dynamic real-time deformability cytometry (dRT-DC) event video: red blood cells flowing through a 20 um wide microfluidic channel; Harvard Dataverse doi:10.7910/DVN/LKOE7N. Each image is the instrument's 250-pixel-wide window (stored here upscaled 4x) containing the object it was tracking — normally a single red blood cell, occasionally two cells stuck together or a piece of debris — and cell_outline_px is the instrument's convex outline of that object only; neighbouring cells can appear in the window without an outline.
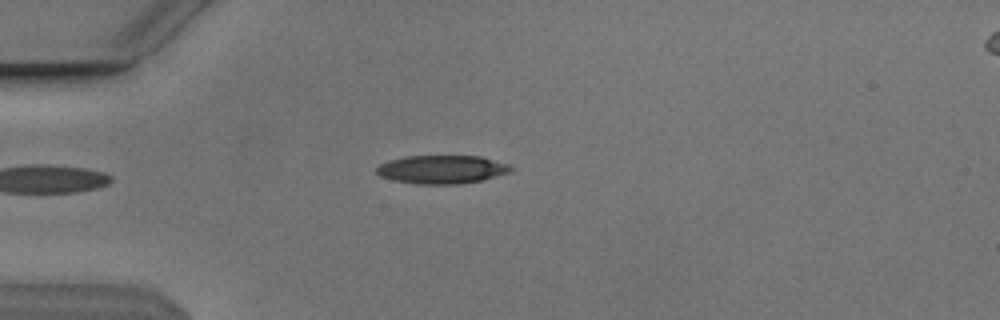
{"species": "Egyptian fruit bat (a non-hibernating species)", "species_latin": "Rousettus aegyptiacus", "temperature_condition": "cold", "stored_images_in_passage": 30, "camera_frame_rate_fps": 3000, "um_per_image_px": 0.085, "animal": {"sex": "male"}, "frame": {"image": 1, "passage_image": 1, "time_ms": 0.0, "image_size_px": [1000, 320], "cell_outline_px": [[512, 168], [508, 172], [480, 180], [460, 184], [416, 184], [396, 180], [380, 176], [376, 172], [376, 168], [380, 164], [388, 160], [408, 156], [480, 156], [508, 164]], "centroid_in_image_um": [37.51, 14.4], "position_along_channel_um": 47.5, "area_um2": 21.91}}
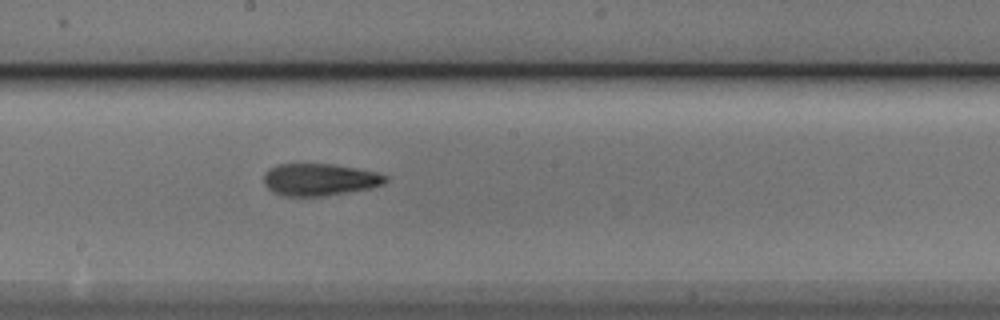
{"frame": {"image": 2, "passage_image": 16, "time_ms": 5.0, "image_size_px": [1000, 320], "cell_outline_px": [[388, 180], [380, 184], [368, 188], [324, 196], [280, 196], [272, 192], [264, 184], [264, 172], [268, 168], [280, 164], [332, 164], [356, 168], [376, 172], [388, 176]], "centroid_in_image_um": [27.1, 15.26], "position_along_channel_um": 221.1, "area_um2": 22.72}}
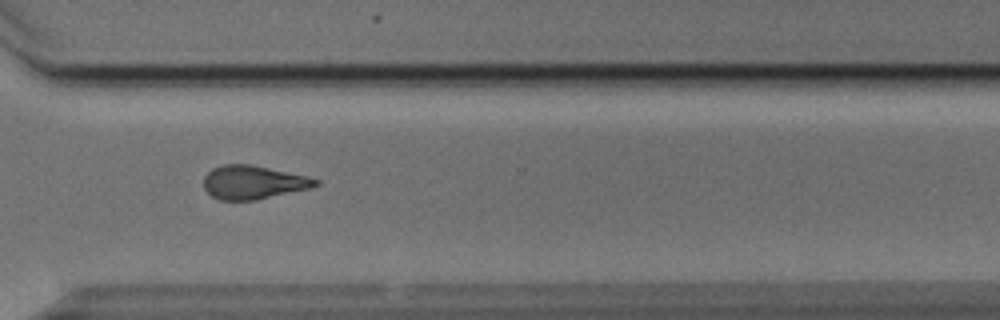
{"frame": {"image": 3, "passage_image": 26, "time_ms": 8.333, "image_size_px": [1000, 320], "cell_outline_px": [[320, 184], [312, 188], [256, 200], [220, 200], [212, 196], [204, 188], [204, 176], [212, 168], [224, 164], [252, 164], [304, 176], [320, 180]], "centroid_in_image_um": [21.52, 15.5], "position_along_channel_um": 349.1, "area_um2": 21.85}, "authors_computed_cell_mechanics": {"area_um2": 22.0218, "velocity_mm_per_s": 3.8444, "shape_relaxation_time_tau1_ms": 2.4748, "shape_relaxation_time_tau2_ms": 2.5972, "deformation_change_tau1": 0.151, "deformation_change_tau2": 0.1242}}